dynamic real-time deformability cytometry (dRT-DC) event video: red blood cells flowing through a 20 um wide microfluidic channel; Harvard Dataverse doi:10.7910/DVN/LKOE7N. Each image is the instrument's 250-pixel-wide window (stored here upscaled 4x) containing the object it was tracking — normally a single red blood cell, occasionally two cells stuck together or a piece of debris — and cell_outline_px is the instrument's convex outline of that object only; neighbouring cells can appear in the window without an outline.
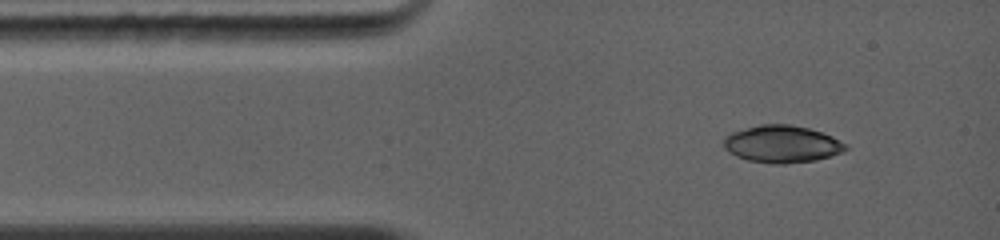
{"species": "common noctule bat (a hibernating species)", "species_latin": "Nyctalus noctula", "temperature_condition": "warm", "stored_images_in_passage": 6, "camera_frame_rate_fps": 5000, "um_per_image_px": 0.085, "animal": {"sex": "female", "body_mass_g": 19.0, "forearm_length_mm": 56.7}, "frame": {"image": 1, "passage_image": 3, "time_ms": 0.8, "image_size_px": [1000, 240], "cell_outline_px": [[848, 148], [840, 152], [828, 156], [812, 160], [748, 160], [724, 148], [724, 140], [732, 132], [760, 124], [788, 124], [808, 128], [832, 136], [848, 144]], "centroid_in_image_um": [66.5, 12.17], "position_along_channel_um": 18.5, "area_um2": 24.85}}